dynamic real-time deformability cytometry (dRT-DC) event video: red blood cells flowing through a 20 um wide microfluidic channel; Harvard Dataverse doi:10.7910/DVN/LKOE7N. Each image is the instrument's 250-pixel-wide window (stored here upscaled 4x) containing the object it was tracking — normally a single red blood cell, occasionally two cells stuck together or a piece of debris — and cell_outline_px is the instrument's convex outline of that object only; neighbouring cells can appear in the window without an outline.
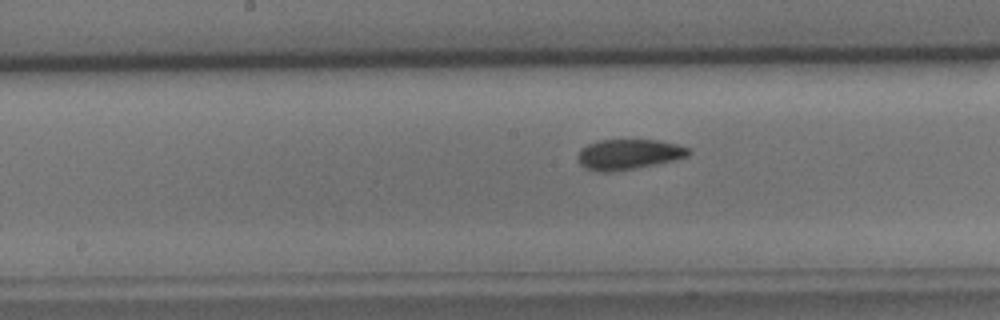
{"species": "common noctule bat (a hibernating species)", "species_latin": "Nyctalus noctula", "temperature_condition": "cold", "stored_images_in_passage": 41, "camera_frame_rate_fps": 3000, "um_per_image_px": 0.085, "animal": {"sex": "male", "body_mass_g": 15.6}, "frame": {"image": 1, "passage_image": 24, "time_ms": 7.667, "image_size_px": [1000, 320], "cell_outline_px": [[692, 152], [688, 156], [676, 160], [656, 164], [608, 172], [600, 172], [584, 168], [580, 164], [576, 156], [580, 148], [588, 144], [600, 140], [660, 140], [692, 148]], "centroid_in_image_um": [53.44, 13.11], "position_along_channel_um": 194.8, "area_um2": 19.71}}
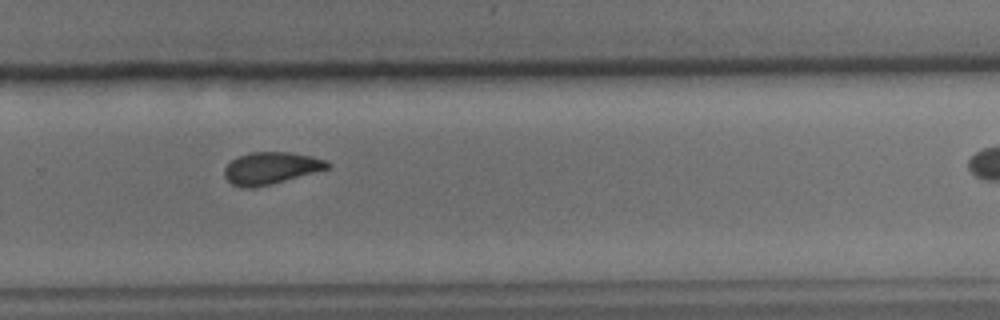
{"frame": {"image": 2, "passage_image": 33, "time_ms": 10.667, "image_size_px": [1000, 320], "cell_outline_px": [[332, 164], [328, 168], [272, 184], [252, 188], [240, 188], [232, 184], [224, 176], [224, 168], [232, 160], [240, 156], [252, 152], [292, 152], [312, 156], [324, 160]], "centroid_in_image_um": [23.01, 14.29], "position_along_channel_um": 306.8, "area_um2": 19.13}}
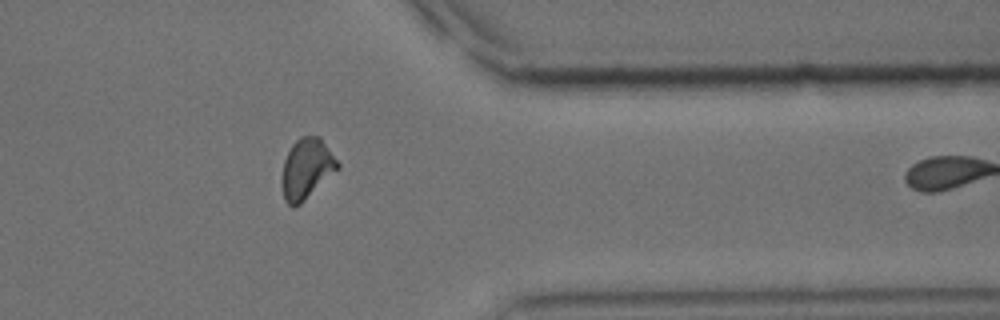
{"frame": {"image": 3, "passage_image": 40, "time_ms": 13.0, "image_size_px": [1000, 320], "cell_outline_px": [[340, 168], [300, 204], [292, 208], [284, 200], [280, 184], [280, 180], [284, 160], [292, 144], [300, 136], [320, 136], [340, 164]], "centroid_in_image_um": [26.04, 14.35], "position_along_channel_um": 385.4, "area_um2": 19.88}}